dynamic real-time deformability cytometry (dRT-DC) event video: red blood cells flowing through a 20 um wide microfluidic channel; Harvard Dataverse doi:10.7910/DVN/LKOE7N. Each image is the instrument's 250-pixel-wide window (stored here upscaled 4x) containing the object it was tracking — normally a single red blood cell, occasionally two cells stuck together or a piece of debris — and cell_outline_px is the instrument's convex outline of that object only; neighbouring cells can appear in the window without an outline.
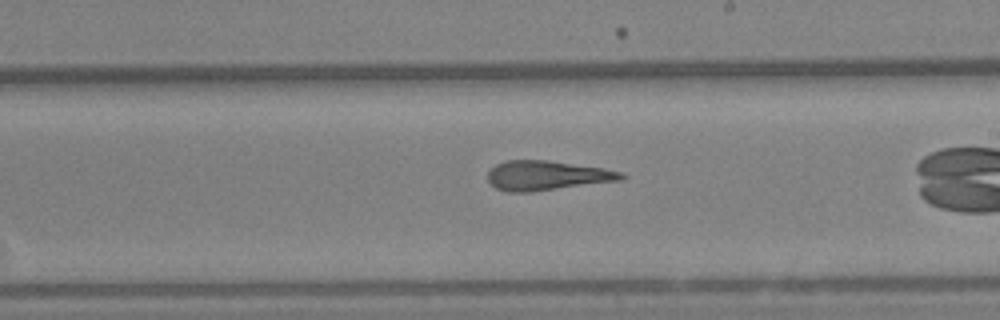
{"species": "Egyptian fruit bat (a non-hibernating species)", "species_latin": "Rousettus aegyptiacus", "temperature_condition": "warm", "stored_images_in_passage": 48, "camera_frame_rate_fps": 3000, "um_per_image_px": 0.085, "animal": {"sex": "female"}, "frame": {"image": 1, "passage_image": 35, "time_ms": 11.333, "image_size_px": [1000, 320], "cell_outline_px": [[624, 176], [620, 180], [528, 192], [508, 192], [496, 188], [488, 180], [488, 172], [496, 164], [504, 160], [548, 160], [604, 168], [624, 172]], "centroid_in_image_um": [46.45, 14.9], "position_along_channel_um": 242.5, "area_um2": 22.77}}